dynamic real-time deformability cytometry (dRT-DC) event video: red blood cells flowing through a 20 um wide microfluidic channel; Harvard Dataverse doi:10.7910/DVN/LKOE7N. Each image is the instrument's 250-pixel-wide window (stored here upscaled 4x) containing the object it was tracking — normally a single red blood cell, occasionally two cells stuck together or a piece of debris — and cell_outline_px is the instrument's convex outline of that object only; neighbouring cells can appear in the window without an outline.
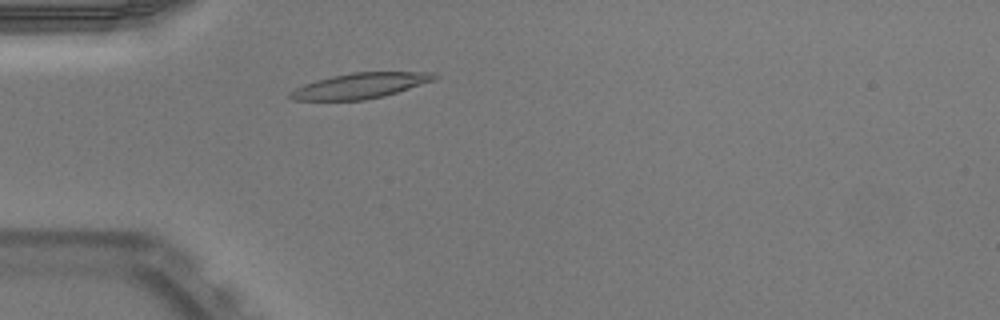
{"species": "Egyptian fruit bat (a non-hibernating species)", "species_latin": "Rousettus aegyptiacus", "temperature_condition": "warm", "stored_images_in_passage": 44, "camera_frame_rate_fps": 3000, "um_per_image_px": 0.085, "animal": {"sex": "male"}, "frame": {"image": 1, "passage_image": 8, "time_ms": 2.333, "image_size_px": [1000, 320], "cell_outline_px": [[440, 76], [436, 80], [384, 96], [364, 100], [292, 100], [288, 96], [288, 92], [304, 84], [316, 80], [332, 76], [352, 72], [432, 72]], "centroid_in_image_um": [30.63, 7.28], "position_along_channel_um": 54.4, "area_um2": 21.44}}
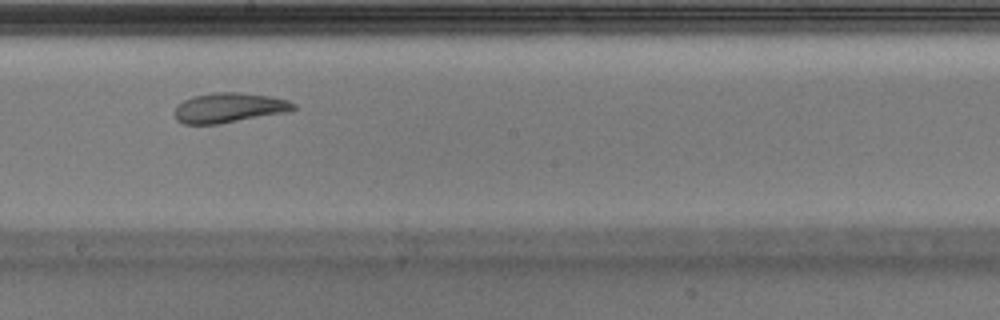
{"frame": {"image": 2, "passage_image": 22, "time_ms": 7.0, "image_size_px": [1000, 320], "cell_outline_px": [[296, 108], [288, 112], [220, 124], [184, 124], [176, 120], [176, 104], [192, 96], [212, 92], [240, 92], [272, 96], [288, 100], [296, 104]], "centroid_in_image_um": [19.49, 9.15], "position_along_channel_um": 228.7, "area_um2": 20.92}}
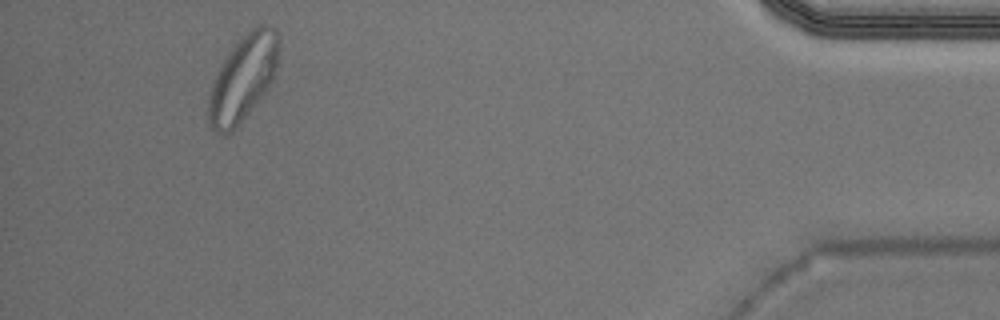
{"frame": {"image": 3, "passage_image": 41, "time_ms": 13.333, "image_size_px": [1000, 320], "cell_outline_px": [[280, 40], [276, 68], [272, 80], [268, 88], [252, 108], [232, 132], [224, 136], [216, 132], [212, 128], [208, 120], [208, 96], [212, 84], [224, 60], [232, 48], [252, 28], [260, 24], [268, 24], [276, 32]], "centroid_in_image_um": [20.66, 6.67], "position_along_channel_um": 414.5, "area_um2": 34.62}, "authors_computed_cell_mechanics": {"area_um2": 21.5016, "velocity_mm_per_s": 3.906, "shape_relaxation_time_tau1_ms": 3.3508, "shape_relaxation_time_tau2_ms": 2.3492, "deformation_change_tau1": 0.1491, "deformation_change_tau2": 0.0813}}